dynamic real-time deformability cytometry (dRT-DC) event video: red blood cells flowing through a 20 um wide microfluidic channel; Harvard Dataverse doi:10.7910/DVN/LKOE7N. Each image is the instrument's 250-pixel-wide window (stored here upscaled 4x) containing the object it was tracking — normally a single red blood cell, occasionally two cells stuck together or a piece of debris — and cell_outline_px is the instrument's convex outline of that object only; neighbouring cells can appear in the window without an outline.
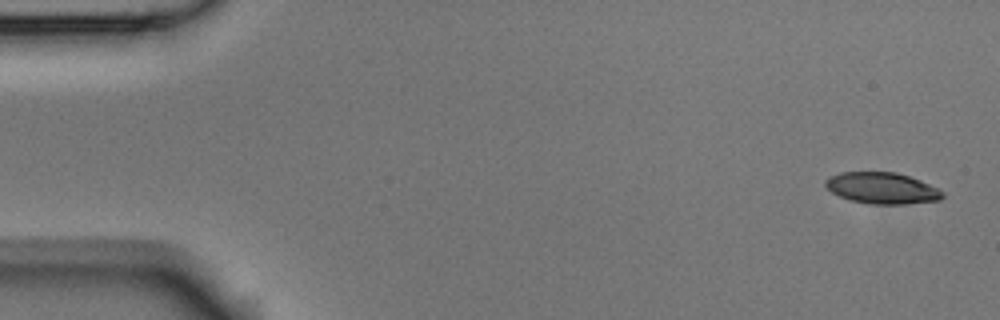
{"species": "Egyptian fruit bat (a non-hibernating species)", "species_latin": "Rousettus aegyptiacus", "temperature_condition": "room temperature", "stored_images_in_passage": 7, "camera_frame_rate_fps": 3000, "um_per_image_px": 0.085, "animal": {"sex": "male"}, "frame": {"image": 1, "passage_image": 1, "time_ms": 0.0, "image_size_px": [1000, 320], "cell_outline_px": [[944, 196], [940, 200], [904, 204], [872, 204], [852, 200], [840, 196], [832, 192], [824, 184], [824, 180], [828, 176], [840, 172], [896, 172], [920, 180], [944, 192]], "centroid_in_image_um": [74.95, 15.98], "position_along_channel_um": 10.0, "area_um2": 21.27}}
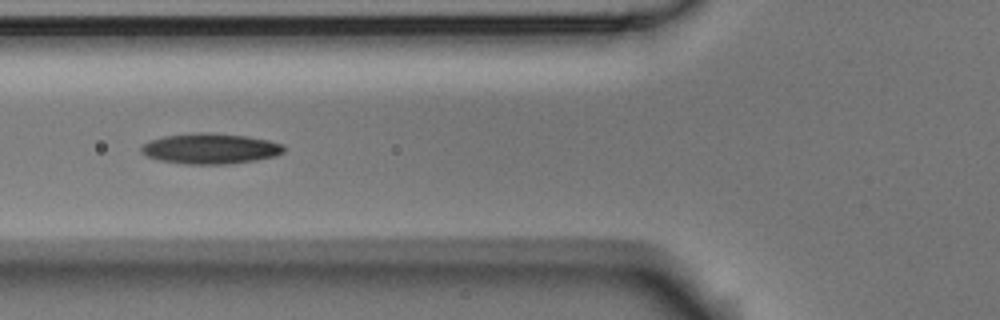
{"frame": {"image": 2, "passage_image": 6, "time_ms": 1.667, "image_size_px": [1000, 320], "cell_outline_px": [[284, 152], [276, 156], [256, 160], [228, 164], [188, 164], [160, 160], [148, 156], [140, 152], [140, 148], [148, 140], [164, 136], [192, 132], [212, 132], [248, 136], [268, 140], [284, 144]], "centroid_in_image_um": [17.89, 12.62], "position_along_channel_um": 107.9, "area_um2": 25.61}}
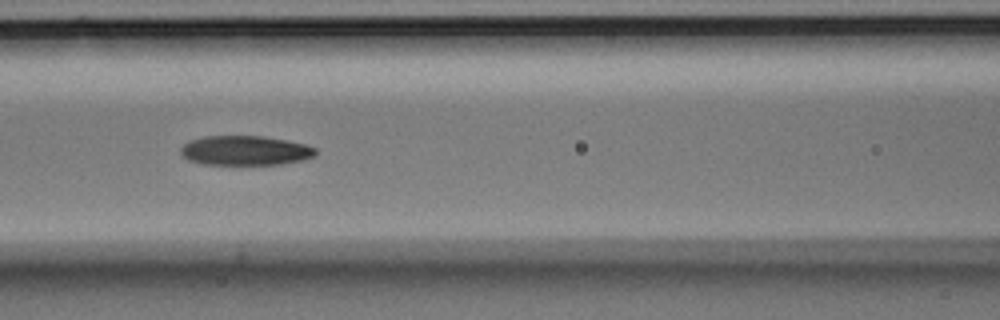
{"frame": {"image": 3, "passage_image": 7, "time_ms": 2.0, "image_size_px": [1000, 320], "cell_outline_px": [[316, 156], [300, 160], [280, 164], [204, 164], [188, 160], [180, 152], [180, 148], [184, 144], [192, 140], [204, 136], [264, 136], [288, 140], [304, 144], [316, 148]], "centroid_in_image_um": [20.85, 12.79], "position_along_channel_um": 145.8, "area_um2": 23.12}}